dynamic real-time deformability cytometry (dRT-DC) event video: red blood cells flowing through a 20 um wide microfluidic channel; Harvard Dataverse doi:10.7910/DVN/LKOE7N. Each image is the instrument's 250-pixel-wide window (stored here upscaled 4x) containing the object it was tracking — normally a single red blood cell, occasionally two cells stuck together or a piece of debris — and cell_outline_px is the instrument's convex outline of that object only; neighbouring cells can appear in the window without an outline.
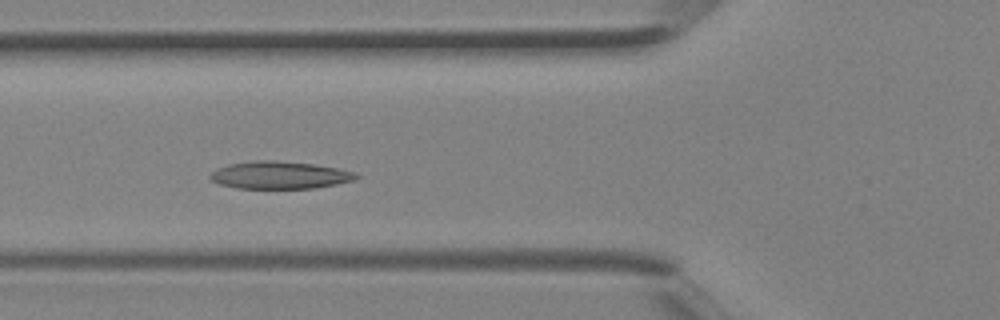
{"species": "Egyptian fruit bat (a non-hibernating species)", "species_latin": "Rousettus aegyptiacus", "temperature_condition": "room temperature", "stored_images_in_passage": 37, "camera_frame_rate_fps": 3000, "um_per_image_px": 0.085, "animal": {"sex": "female"}, "frame": {"image": 1, "passage_image": 12, "time_ms": 3.667, "image_size_px": [1000, 320], "cell_outline_px": [[360, 176], [356, 180], [316, 188], [236, 188], [220, 184], [212, 180], [208, 176], [216, 168], [228, 164], [252, 160], [272, 160], [316, 164], [356, 172]], "centroid_in_image_um": [23.78, 14.88], "position_along_channel_um": 102.0, "area_um2": 23.52}}
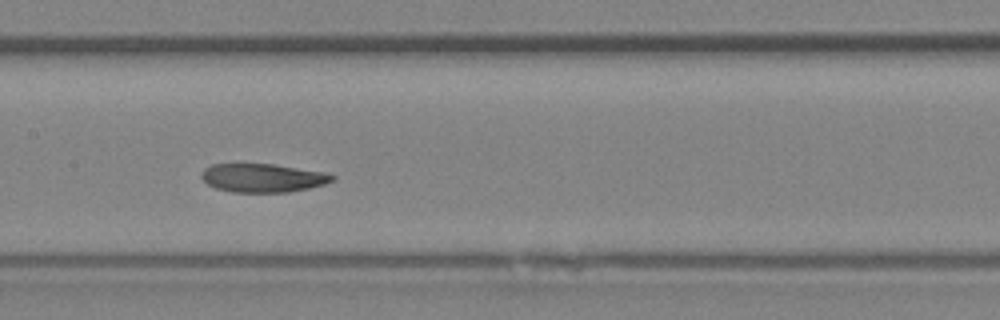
{"frame": {"image": 2, "passage_image": 17, "time_ms": 5.333, "image_size_px": [1000, 320], "cell_outline_px": [[336, 180], [324, 184], [308, 188], [288, 192], [232, 192], [216, 188], [208, 184], [200, 176], [200, 172], [204, 168], [212, 164], [272, 164], [324, 172], [336, 176]], "centroid_in_image_um": [22.33, 15.12], "position_along_channel_um": 185.1, "area_um2": 21.73}}
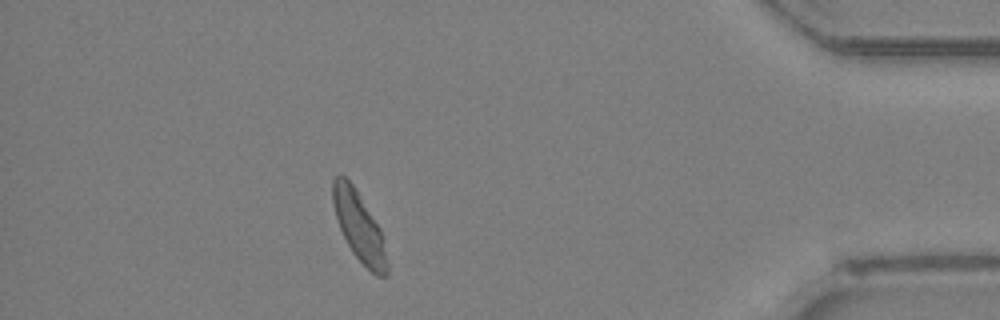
{"frame": {"image": 3, "passage_image": 33, "time_ms": 10.667, "image_size_px": [1000, 320], "cell_outline_px": [[388, 276], [376, 276], [352, 252], [340, 228], [332, 204], [332, 180], [340, 172], [352, 184], [380, 228], [388, 260]], "centroid_in_image_um": [30.52, 19.25], "position_along_channel_um": 404.7, "area_um2": 21.62}}